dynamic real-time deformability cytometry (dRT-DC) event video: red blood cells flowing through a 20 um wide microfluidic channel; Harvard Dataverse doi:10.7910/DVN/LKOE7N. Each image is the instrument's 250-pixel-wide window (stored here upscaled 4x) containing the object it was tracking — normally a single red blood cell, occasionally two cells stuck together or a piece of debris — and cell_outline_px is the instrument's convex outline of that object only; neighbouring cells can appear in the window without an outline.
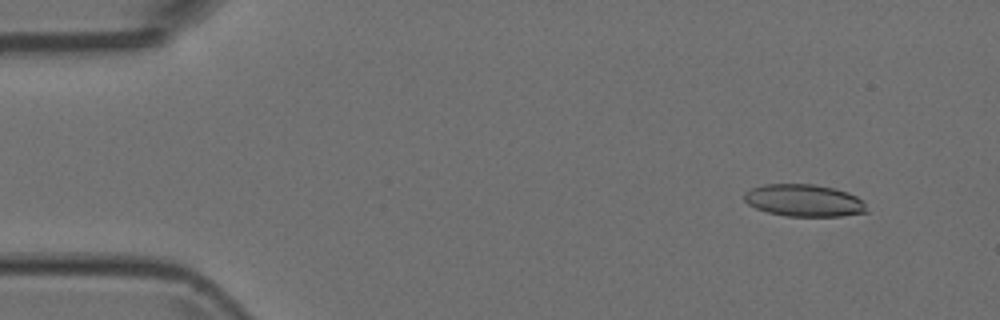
{"species": "Egyptian fruit bat (a non-hibernating species)", "species_latin": "Rousettus aegyptiacus", "temperature_condition": "room temperature", "stored_images_in_passage": 4, "camera_frame_rate_fps": 3000, "um_per_image_px": 0.085, "animal": {"sex": "female"}, "frame": {"image": 1, "passage_image": 2, "time_ms": 0.333, "image_size_px": [1000, 320], "cell_outline_px": [[868, 212], [840, 216], [788, 216], [768, 212], [756, 208], [748, 204], [744, 200], [744, 192], [752, 188], [764, 184], [816, 184], [836, 188], [848, 192], [864, 200]], "centroid_in_image_um": [68.37, 17.03], "position_along_channel_um": 16.6, "area_um2": 23.12}}